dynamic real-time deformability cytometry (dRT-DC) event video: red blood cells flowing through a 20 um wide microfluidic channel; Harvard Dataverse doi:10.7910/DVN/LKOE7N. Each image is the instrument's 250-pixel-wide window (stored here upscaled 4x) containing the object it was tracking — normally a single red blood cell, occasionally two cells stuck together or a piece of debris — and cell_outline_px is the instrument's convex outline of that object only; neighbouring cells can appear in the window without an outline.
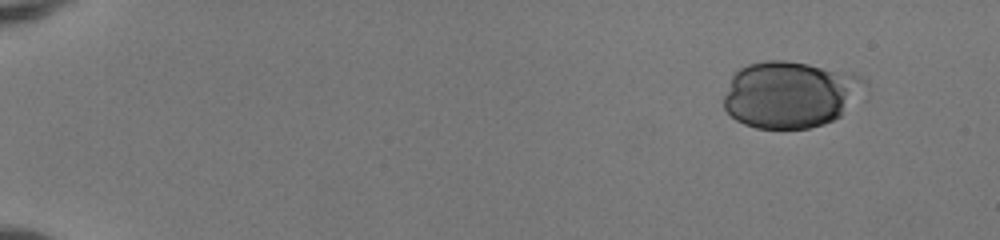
{"species": "human", "species_latin": "Homo sapiens", "temperature_condition": "room temperature", "stored_images_in_passage": 48, "camera_frame_rate_fps": 3000, "um_per_image_px": 0.085, "donor": {"sex": "female"}, "frame": {"image": 1, "passage_image": 1, "time_ms": 0.0, "image_size_px": [1000, 240], "cell_outline_px": [[868, 84], [840, 116], [824, 124], [808, 128], [756, 128], [744, 124], [736, 120], [724, 108], [724, 96], [732, 76], [740, 68], [748, 64], [764, 60], [784, 60], [808, 64], [860, 76]], "centroid_in_image_um": [67.12, 8.03], "position_along_channel_um": 17.9, "area_um2": 54.16}}
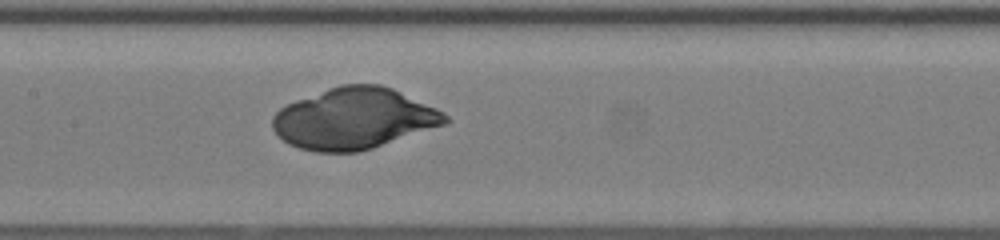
{"frame": {"image": 2, "passage_image": 24, "time_ms": 7.667, "image_size_px": [1000, 240], "cell_outline_px": [[452, 120], [448, 124], [372, 148], [356, 152], [316, 152], [300, 148], [288, 144], [272, 128], [272, 116], [280, 108], [296, 100], [328, 88], [340, 84], [380, 84], [392, 88], [436, 108], [444, 112]], "centroid_in_image_um": [30.11, 10.08], "position_along_channel_um": 177.3, "area_um2": 61.56}}
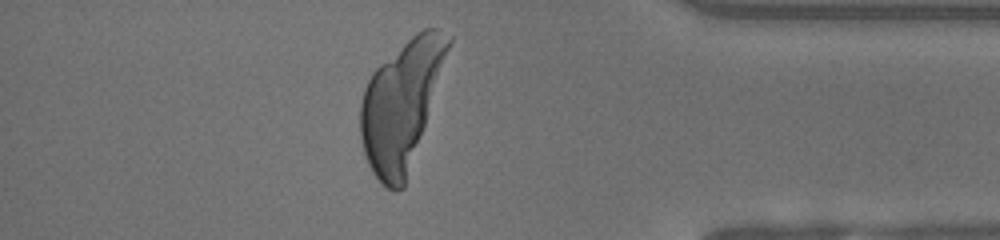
{"frame": {"image": 3, "passage_image": 42, "time_ms": 13.667, "image_size_px": [1000, 240], "cell_outline_px": [[452, 40], [404, 188], [396, 192], [392, 192], [384, 188], [380, 184], [372, 172], [368, 164], [364, 152], [360, 136], [360, 104], [364, 88], [372, 72], [380, 64], [416, 32], [424, 28], [436, 28], [452, 36]], "centroid_in_image_um": [34.08, 8.93], "position_along_channel_um": 401.1, "area_um2": 64.62}}